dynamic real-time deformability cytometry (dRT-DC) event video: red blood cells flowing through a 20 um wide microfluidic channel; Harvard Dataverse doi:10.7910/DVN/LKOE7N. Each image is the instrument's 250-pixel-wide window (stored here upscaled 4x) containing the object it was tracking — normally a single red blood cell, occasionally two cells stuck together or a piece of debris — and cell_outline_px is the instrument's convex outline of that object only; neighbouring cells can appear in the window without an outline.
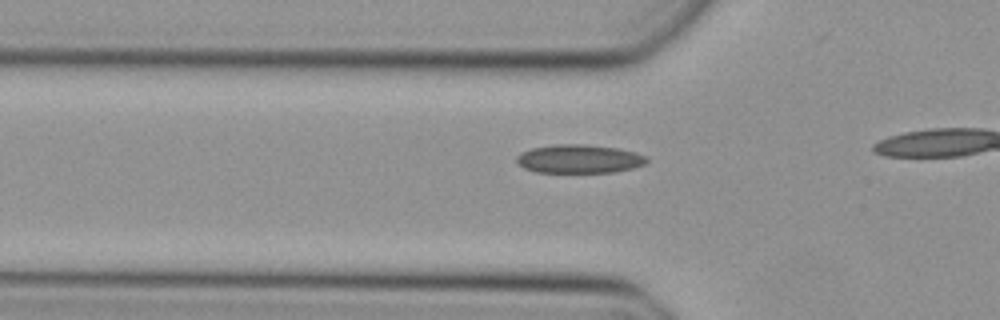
{"species": "Egyptian fruit bat (a non-hibernating species)", "species_latin": "Rousettus aegyptiacus", "temperature_condition": "cold", "stored_images_in_passage": 12, "camera_frame_rate_fps": 3000, "um_per_image_px": 0.085, "animal": {"sex": "female"}, "frame": {"image": 1, "passage_image": 7, "time_ms": 2.0, "image_size_px": [1000, 320], "cell_outline_px": [[648, 160], [644, 164], [632, 168], [616, 172], [536, 172], [524, 168], [516, 160], [516, 156], [520, 152], [532, 148], [556, 144], [584, 144], [616, 148], [636, 152], [648, 156]], "centroid_in_image_um": [49.24, 13.5], "position_along_channel_um": 76.6, "area_um2": 21.68}}
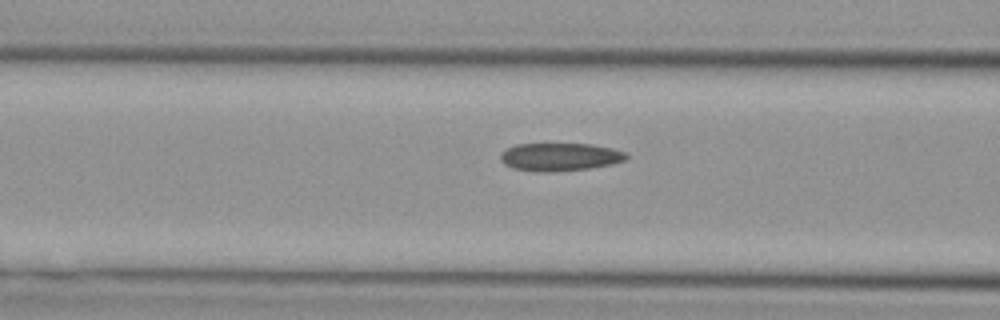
{"frame": {"image": 2, "passage_image": 10, "time_ms": 3.0, "image_size_px": [1000, 320], "cell_outline_px": [[628, 160], [612, 164], [592, 168], [552, 172], [536, 172], [512, 168], [504, 164], [500, 160], [500, 152], [516, 144], [592, 144], [612, 148], [624, 152], [628, 156]], "centroid_in_image_um": [47.59, 13.35], "position_along_channel_um": 119.0, "area_um2": 20.75}}